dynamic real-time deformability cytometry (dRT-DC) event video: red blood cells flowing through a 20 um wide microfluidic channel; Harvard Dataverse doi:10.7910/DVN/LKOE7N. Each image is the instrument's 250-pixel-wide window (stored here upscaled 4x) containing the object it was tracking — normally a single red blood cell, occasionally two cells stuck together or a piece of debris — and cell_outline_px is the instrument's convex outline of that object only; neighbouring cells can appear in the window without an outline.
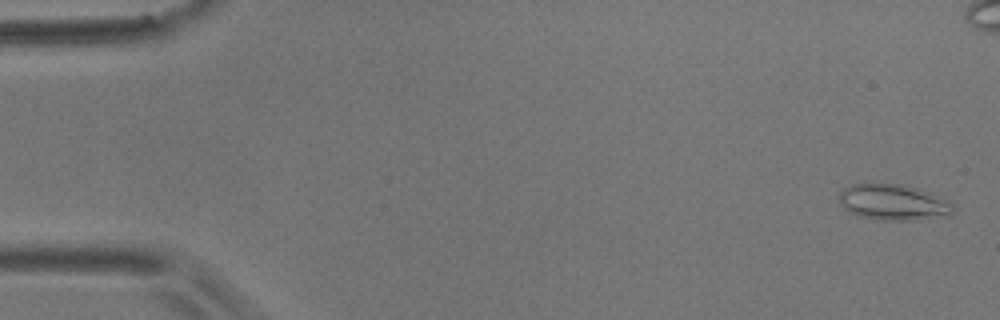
{"species": "common noctule bat (a hibernating species)", "species_latin": "Nyctalus noctula", "temperature_condition": "room temperature", "stored_images_in_passage": 6, "camera_frame_rate_fps": 3000, "um_per_image_px": 0.085, "animal": {"sex": "male", "body_mass_g": 17.9}, "frame": {"image": 1, "passage_image": 1, "time_ms": 0.0, "image_size_px": [1000, 320], "cell_outline_px": [[956, 208], [948, 216], [908, 220], [880, 220], [860, 216], [844, 208], [840, 204], [836, 196], [844, 188], [852, 184], [900, 184], [916, 188], [944, 200], [952, 204]], "centroid_in_image_um": [75.87, 17.2], "position_along_channel_um": 9.1, "area_um2": 23.47}}